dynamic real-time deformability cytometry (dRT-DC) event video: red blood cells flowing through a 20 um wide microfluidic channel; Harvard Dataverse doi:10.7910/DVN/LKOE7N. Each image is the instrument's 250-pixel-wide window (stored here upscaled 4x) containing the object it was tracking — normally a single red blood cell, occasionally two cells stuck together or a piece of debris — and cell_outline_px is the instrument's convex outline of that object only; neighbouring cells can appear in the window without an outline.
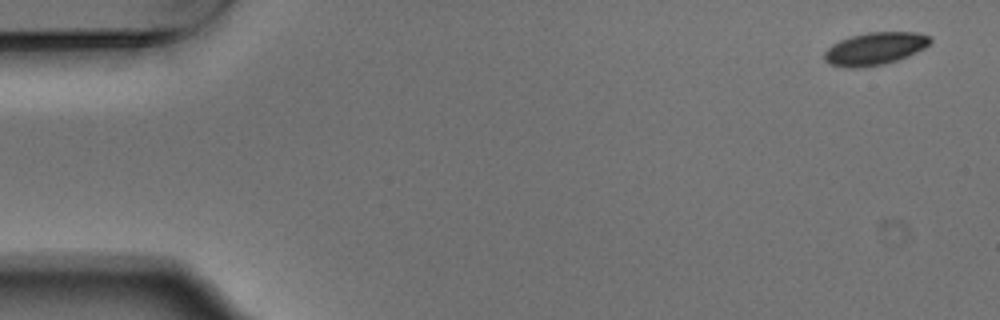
{"species": "Egyptian fruit bat (a non-hibernating species)", "species_latin": "Rousettus aegyptiacus", "temperature_condition": "warm", "stored_images_in_passage": 5, "segment_of_instrument_passage": [2, 2], "camera_frame_rate_fps": 3000, "um_per_image_px": 0.085, "animal": {"sex": "male"}, "frame": {"image": 1, "passage_image": 5, "time_ms": 1.333, "image_size_px": [1000, 320], "cell_outline_px": [[932, 40], [924, 48], [908, 56], [884, 64], [860, 68], [848, 68], [828, 64], [824, 60], [824, 52], [832, 44], [840, 40], [852, 36], [868, 32], [916, 32], [928, 36]], "centroid_in_image_um": [74.33, 4.14], "position_along_channel_um": 10.7, "area_um2": 20.06}}